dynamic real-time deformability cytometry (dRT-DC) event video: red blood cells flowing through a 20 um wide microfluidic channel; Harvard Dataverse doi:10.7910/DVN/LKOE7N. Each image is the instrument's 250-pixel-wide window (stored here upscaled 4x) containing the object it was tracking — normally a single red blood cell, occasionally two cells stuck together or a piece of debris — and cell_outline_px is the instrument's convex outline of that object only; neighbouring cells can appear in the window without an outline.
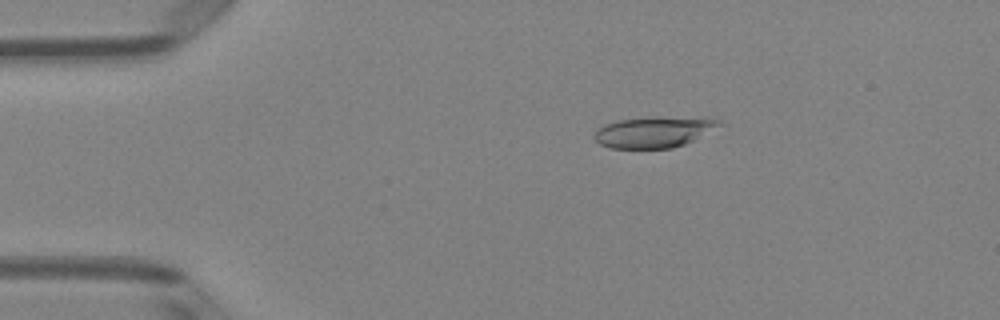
{"species": "Egyptian fruit bat (a non-hibernating species)", "species_latin": "Rousettus aegyptiacus", "temperature_condition": "room temperature", "stored_images_in_passage": 49, "camera_frame_rate_fps": 3000, "um_per_image_px": 0.085, "animal": {"sex": "female"}, "frame": {"image": 1, "passage_image": 9, "time_ms": 2.667, "image_size_px": [1000, 320], "cell_outline_px": [[724, 124], [684, 144], [672, 148], [612, 148], [600, 144], [592, 136], [596, 128], [604, 124], [620, 120], [652, 116], [704, 116], [720, 120]], "centroid_in_image_um": [55.61, 11.18], "position_along_channel_um": 29.4, "area_um2": 23.06}}
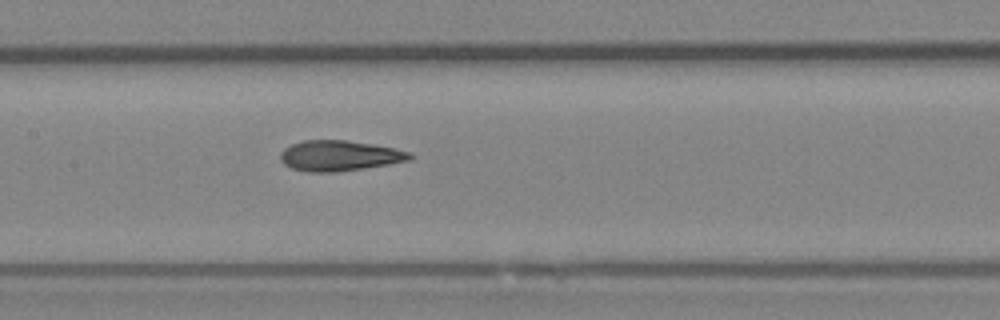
{"frame": {"image": 2, "passage_image": 24, "time_ms": 7.667, "image_size_px": [1000, 320], "cell_outline_px": [[416, 156], [412, 160], [364, 168], [336, 172], [308, 172], [292, 168], [284, 164], [280, 160], [280, 152], [284, 148], [292, 144], [304, 140], [348, 140], [396, 148], [412, 152]], "centroid_in_image_um": [28.9, 13.23], "position_along_channel_um": 178.5, "area_um2": 23.24}}
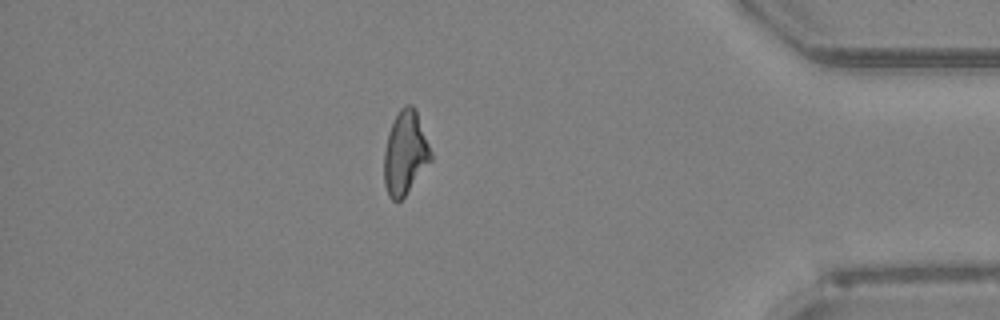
{"frame": {"image": 3, "passage_image": 43, "time_ms": 14.0, "image_size_px": [1000, 320], "cell_outline_px": [[432, 160], [404, 196], [400, 200], [392, 200], [388, 196], [384, 184], [384, 152], [388, 132], [400, 108], [404, 104], [412, 104], [416, 108], [432, 152]], "centroid_in_image_um": [34.45, 12.97], "position_along_channel_um": 400.8, "area_um2": 22.83}, "authors_computed_cell_mechanics": {"area_um2": 22.831, "velocity_mm_per_s": 4.0941, "shape_relaxation_time_tau1_ms": 5.7643, "shape_relaxation_time_tau2_ms": 2.3027, "deformation_change_tau1": 0.1694, "deformation_change_tau2": 0.0961}}